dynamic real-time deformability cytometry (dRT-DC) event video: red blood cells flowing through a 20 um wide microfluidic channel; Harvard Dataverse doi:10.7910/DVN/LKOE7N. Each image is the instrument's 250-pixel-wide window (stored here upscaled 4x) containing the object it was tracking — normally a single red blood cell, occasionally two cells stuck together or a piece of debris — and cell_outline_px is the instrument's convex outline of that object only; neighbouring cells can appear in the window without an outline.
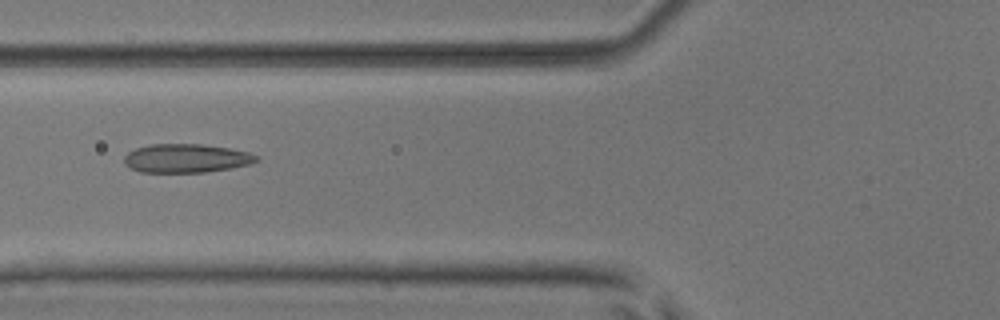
{"species": "common noctule bat (a hibernating species)", "species_latin": "Nyctalus noctula", "temperature_condition": "room temperature", "stored_images_in_passage": 6, "camera_frame_rate_fps": 3000, "um_per_image_px": 0.085, "animal": {"sex": "male", "body_mass_g": 17.9, "forearm_length_mm": 54.2}, "frame": {"image": 1, "passage_image": 5, "time_ms": 1.333, "image_size_px": [1000, 320], "cell_outline_px": [[260, 160], [248, 164], [228, 168], [204, 172], [140, 172], [124, 164], [124, 156], [128, 152], [136, 148], [152, 144], [200, 144], [228, 148], [248, 152], [260, 156]], "centroid_in_image_um": [15.82, 13.45], "position_along_channel_um": 110.0, "area_um2": 21.96}}
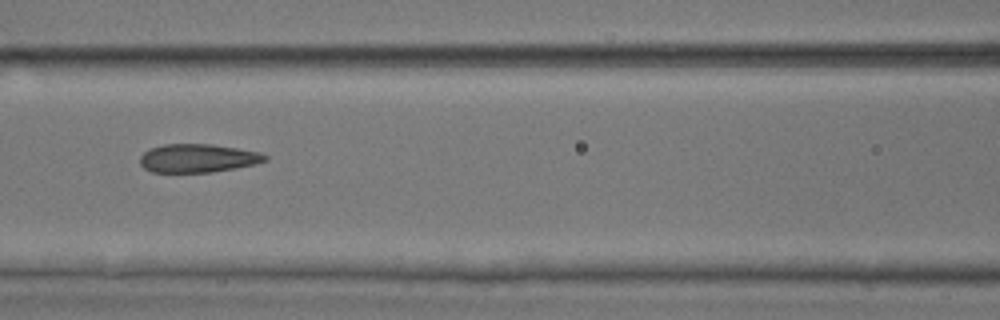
{"frame": {"image": 2, "passage_image": 6, "time_ms": 1.667, "image_size_px": [1000, 320], "cell_outline_px": [[268, 160], [236, 168], [212, 172], [152, 172], [144, 168], [140, 164], [140, 156], [144, 152], [152, 148], [164, 144], [212, 144], [260, 152], [268, 156]], "centroid_in_image_um": [16.81, 13.45], "position_along_channel_um": 149.8, "area_um2": 20.63}}